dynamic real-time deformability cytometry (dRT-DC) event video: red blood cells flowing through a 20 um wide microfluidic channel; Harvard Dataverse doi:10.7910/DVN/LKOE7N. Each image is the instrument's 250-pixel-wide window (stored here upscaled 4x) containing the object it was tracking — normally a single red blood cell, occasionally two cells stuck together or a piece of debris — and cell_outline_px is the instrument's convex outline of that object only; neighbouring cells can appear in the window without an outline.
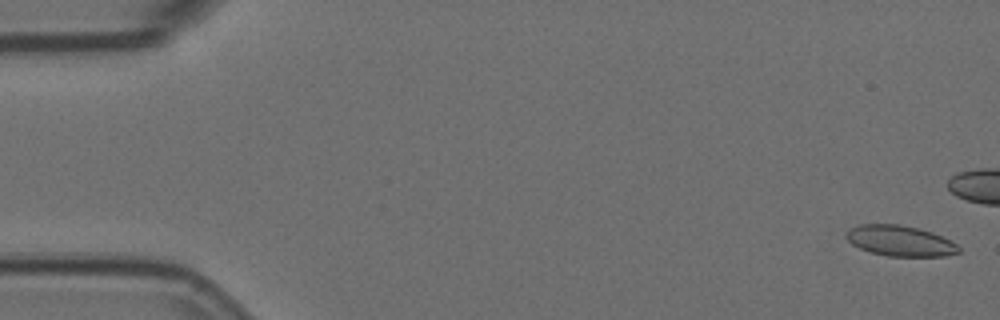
{"species": "Egyptian fruit bat (a non-hibernating species)", "species_latin": "Rousettus aegyptiacus", "temperature_condition": "room temperature", "stored_images_in_passage": 7, "camera_frame_rate_fps": 3000, "um_per_image_px": 0.085, "animal": {"sex": "female"}, "frame": {"image": 1, "passage_image": 1, "time_ms": 0.0, "image_size_px": [1000, 320], "cell_outline_px": [[960, 252], [944, 256], [888, 256], [868, 252], [852, 244], [844, 236], [852, 228], [860, 224], [900, 224], [920, 228], [932, 232], [956, 244], [960, 248]], "centroid_in_image_um": [76.5, 20.47], "position_along_channel_um": 8.5, "area_um2": 20.0}}
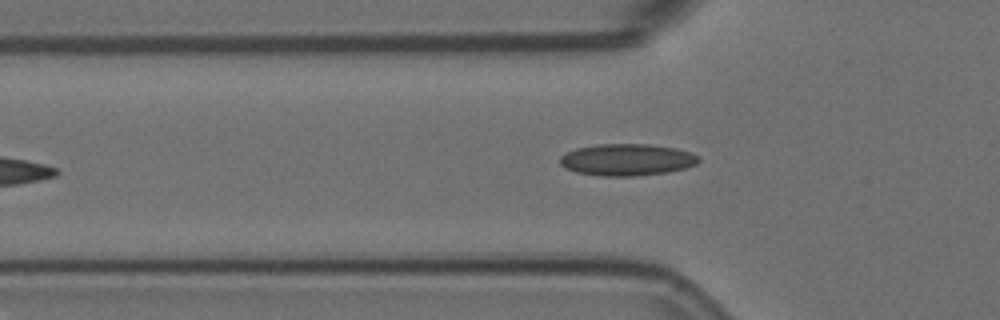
{"frame": {"image": 2, "passage_image": 7, "time_ms": 2.0, "image_size_px": [1000, 320], "cell_outline_px": [[700, 160], [696, 164], [688, 168], [668, 172], [632, 176], [604, 176], [576, 172], [564, 168], [560, 164], [560, 156], [576, 148], [596, 144], [648, 144], [676, 148], [692, 152], [700, 156]], "centroid_in_image_um": [53.32, 13.57], "position_along_channel_um": 72.5, "area_um2": 25.89}}